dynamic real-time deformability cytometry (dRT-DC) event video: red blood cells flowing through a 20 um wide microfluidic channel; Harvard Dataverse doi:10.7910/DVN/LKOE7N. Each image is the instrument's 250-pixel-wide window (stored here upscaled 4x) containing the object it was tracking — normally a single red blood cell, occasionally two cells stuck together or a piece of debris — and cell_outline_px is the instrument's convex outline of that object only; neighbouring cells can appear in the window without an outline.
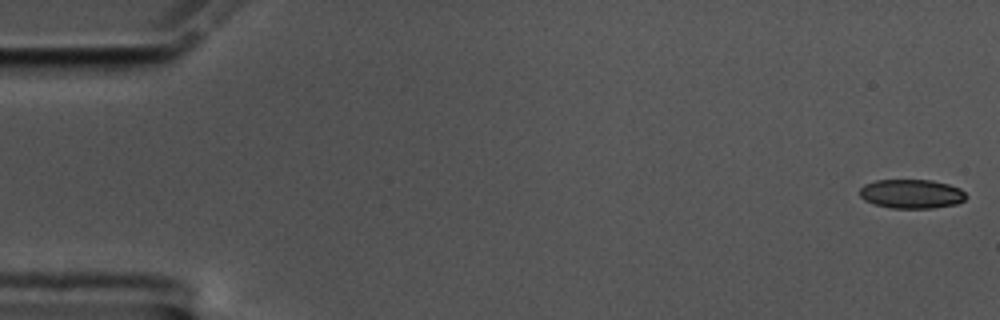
{"species": "common noctule bat (a hibernating species)", "species_latin": "Nyctalus noctula", "temperature_condition": "cold", "stored_images_in_passage": 57, "camera_frame_rate_fps": 3000, "um_per_image_px": 0.085, "animal": {"sex": "male", "body_mass_g": 17.5, "forearm_length_mm": 52.3}, "frame": {"image": 1, "passage_image": 1, "time_ms": 0.0, "image_size_px": [1000, 320], "cell_outline_px": [[968, 196], [964, 200], [956, 204], [932, 208], [892, 208], [876, 204], [864, 200], [860, 196], [860, 188], [864, 184], [876, 180], [932, 180], [948, 184], [960, 188]], "centroid_in_image_um": [77.49, 16.47], "position_along_channel_um": 7.5, "area_um2": 18.03}}
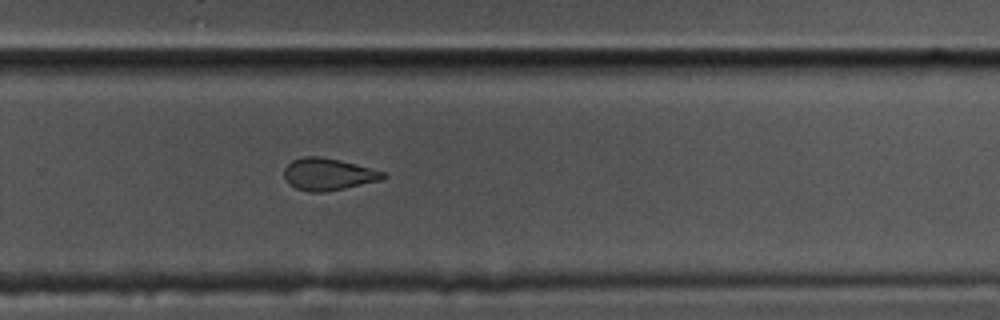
{"frame": {"image": 2, "passage_image": 38, "time_ms": 12.333, "image_size_px": [1000, 320], "cell_outline_px": [[388, 176], [380, 180], [344, 188], [324, 192], [308, 192], [296, 188], [288, 184], [284, 176], [284, 168], [292, 160], [304, 156], [320, 156], [340, 160], [384, 172]], "centroid_in_image_um": [27.85, 14.81], "position_along_channel_um": 301.9, "area_um2": 18.38}}
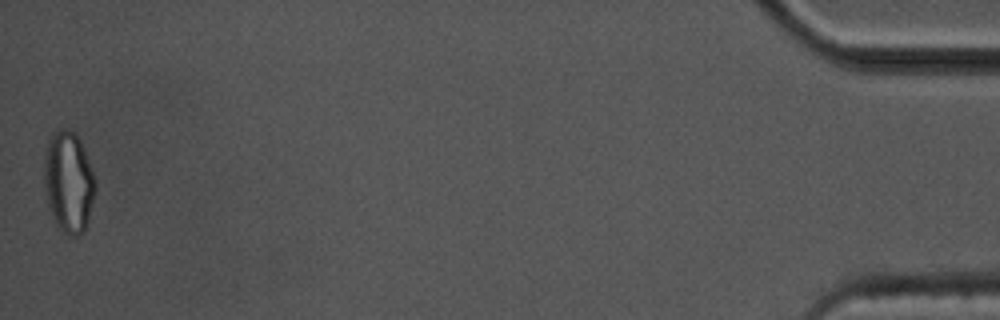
{"frame": {"image": 3, "passage_image": 57, "time_ms": 18.667, "image_size_px": [1000, 320], "cell_outline_px": [[96, 188], [88, 220], [84, 232], [76, 236], [68, 236], [56, 224], [48, 208], [44, 188], [44, 156], [48, 140], [60, 128], [68, 128], [80, 140], [84, 148], [96, 184]], "centroid_in_image_um": [5.81, 15.49], "position_along_channel_um": 429.4, "area_um2": 30.17}, "authors_computed_cell_mechanics": {"area_um2": 19.1318, "velocity_mm_per_s": 3.5147, "shape_relaxation_time_tau1_ms": null, "shape_relaxation_time_tau2_ms": 3.8707, "deformation_change_tau1": null, "deformation_change_tau2": 0.081}}